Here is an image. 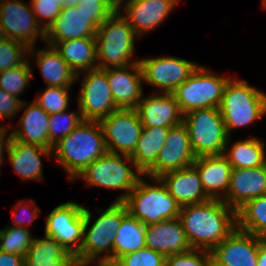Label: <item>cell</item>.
<instances>
[{"instance_id": "6da1fadb", "label": "cell", "mask_w": 266, "mask_h": 266, "mask_svg": "<svg viewBox=\"0 0 266 266\" xmlns=\"http://www.w3.org/2000/svg\"><path fill=\"white\" fill-rule=\"evenodd\" d=\"M179 219L194 249L212 251L237 228V211L221 199L182 206Z\"/></svg>"}, {"instance_id": "7a4b0ae2", "label": "cell", "mask_w": 266, "mask_h": 266, "mask_svg": "<svg viewBox=\"0 0 266 266\" xmlns=\"http://www.w3.org/2000/svg\"><path fill=\"white\" fill-rule=\"evenodd\" d=\"M106 152L99 121L82 120L70 134L53 145L52 157L72 182L88 165Z\"/></svg>"}, {"instance_id": "3957f363", "label": "cell", "mask_w": 266, "mask_h": 266, "mask_svg": "<svg viewBox=\"0 0 266 266\" xmlns=\"http://www.w3.org/2000/svg\"><path fill=\"white\" fill-rule=\"evenodd\" d=\"M92 214L84 208V233L76 261L113 262V241L122 219L128 214L123 202H112L107 208H101L98 217L92 221Z\"/></svg>"}, {"instance_id": "277c9868", "label": "cell", "mask_w": 266, "mask_h": 266, "mask_svg": "<svg viewBox=\"0 0 266 266\" xmlns=\"http://www.w3.org/2000/svg\"><path fill=\"white\" fill-rule=\"evenodd\" d=\"M144 174L129 155L106 152L88 165L74 180H83L88 187L122 192L114 202H123Z\"/></svg>"}, {"instance_id": "5b68a950", "label": "cell", "mask_w": 266, "mask_h": 266, "mask_svg": "<svg viewBox=\"0 0 266 266\" xmlns=\"http://www.w3.org/2000/svg\"><path fill=\"white\" fill-rule=\"evenodd\" d=\"M238 78L228 80L219 108L230 137L233 130L250 126L266 115V93Z\"/></svg>"}, {"instance_id": "8992f818", "label": "cell", "mask_w": 266, "mask_h": 266, "mask_svg": "<svg viewBox=\"0 0 266 266\" xmlns=\"http://www.w3.org/2000/svg\"><path fill=\"white\" fill-rule=\"evenodd\" d=\"M123 203L128 213L145 226L177 218L181 208L160 178L145 175L138 180Z\"/></svg>"}, {"instance_id": "52a82bcc", "label": "cell", "mask_w": 266, "mask_h": 266, "mask_svg": "<svg viewBox=\"0 0 266 266\" xmlns=\"http://www.w3.org/2000/svg\"><path fill=\"white\" fill-rule=\"evenodd\" d=\"M136 37L127 20L119 11H114L99 26L95 36L98 68L124 67L137 63L139 59L134 54L137 50Z\"/></svg>"}, {"instance_id": "ba28073f", "label": "cell", "mask_w": 266, "mask_h": 266, "mask_svg": "<svg viewBox=\"0 0 266 266\" xmlns=\"http://www.w3.org/2000/svg\"><path fill=\"white\" fill-rule=\"evenodd\" d=\"M230 78L229 75L214 74L207 66L198 65L172 94L183 114L193 109L220 108L224 88Z\"/></svg>"}, {"instance_id": "9c48e42d", "label": "cell", "mask_w": 266, "mask_h": 266, "mask_svg": "<svg viewBox=\"0 0 266 266\" xmlns=\"http://www.w3.org/2000/svg\"><path fill=\"white\" fill-rule=\"evenodd\" d=\"M183 123L197 157L223 155L230 136L219 108L193 109L184 114Z\"/></svg>"}, {"instance_id": "30bf717a", "label": "cell", "mask_w": 266, "mask_h": 266, "mask_svg": "<svg viewBox=\"0 0 266 266\" xmlns=\"http://www.w3.org/2000/svg\"><path fill=\"white\" fill-rule=\"evenodd\" d=\"M78 80L81 84L76 101L83 120L100 121L118 109L107 79V69L95 68L78 73Z\"/></svg>"}, {"instance_id": "8fae6325", "label": "cell", "mask_w": 266, "mask_h": 266, "mask_svg": "<svg viewBox=\"0 0 266 266\" xmlns=\"http://www.w3.org/2000/svg\"><path fill=\"white\" fill-rule=\"evenodd\" d=\"M0 34L29 48L39 39L45 44L46 38V31L36 19L30 2L21 0H0Z\"/></svg>"}, {"instance_id": "7c38bea8", "label": "cell", "mask_w": 266, "mask_h": 266, "mask_svg": "<svg viewBox=\"0 0 266 266\" xmlns=\"http://www.w3.org/2000/svg\"><path fill=\"white\" fill-rule=\"evenodd\" d=\"M143 83L152 86L158 93H173V91L186 81L199 64L194 61L175 57L157 56L140 58Z\"/></svg>"}, {"instance_id": "4fadbf2b", "label": "cell", "mask_w": 266, "mask_h": 266, "mask_svg": "<svg viewBox=\"0 0 266 266\" xmlns=\"http://www.w3.org/2000/svg\"><path fill=\"white\" fill-rule=\"evenodd\" d=\"M84 208L76 201L61 203L48 214L44 226V234L55 238L74 256L83 243Z\"/></svg>"}, {"instance_id": "5bb4252c", "label": "cell", "mask_w": 266, "mask_h": 266, "mask_svg": "<svg viewBox=\"0 0 266 266\" xmlns=\"http://www.w3.org/2000/svg\"><path fill=\"white\" fill-rule=\"evenodd\" d=\"M81 4L64 7L46 31L45 43L55 46L58 42L78 38H95L99 26L111 14L88 13Z\"/></svg>"}, {"instance_id": "9a60e30c", "label": "cell", "mask_w": 266, "mask_h": 266, "mask_svg": "<svg viewBox=\"0 0 266 266\" xmlns=\"http://www.w3.org/2000/svg\"><path fill=\"white\" fill-rule=\"evenodd\" d=\"M107 152L131 155L143 125L136 109H117L99 121Z\"/></svg>"}, {"instance_id": "2e32d148", "label": "cell", "mask_w": 266, "mask_h": 266, "mask_svg": "<svg viewBox=\"0 0 266 266\" xmlns=\"http://www.w3.org/2000/svg\"><path fill=\"white\" fill-rule=\"evenodd\" d=\"M196 158L187 127L181 123L169 129L165 144L160 149L154 165L144 175L160 178L167 172L193 165Z\"/></svg>"}, {"instance_id": "e0dca14e", "label": "cell", "mask_w": 266, "mask_h": 266, "mask_svg": "<svg viewBox=\"0 0 266 266\" xmlns=\"http://www.w3.org/2000/svg\"><path fill=\"white\" fill-rule=\"evenodd\" d=\"M182 0H130L119 12L141 39L169 17Z\"/></svg>"}, {"instance_id": "ac0fdd59", "label": "cell", "mask_w": 266, "mask_h": 266, "mask_svg": "<svg viewBox=\"0 0 266 266\" xmlns=\"http://www.w3.org/2000/svg\"><path fill=\"white\" fill-rule=\"evenodd\" d=\"M265 239L238 227L212 251V257L224 266H257L259 247Z\"/></svg>"}, {"instance_id": "d6986e66", "label": "cell", "mask_w": 266, "mask_h": 266, "mask_svg": "<svg viewBox=\"0 0 266 266\" xmlns=\"http://www.w3.org/2000/svg\"><path fill=\"white\" fill-rule=\"evenodd\" d=\"M107 79L118 109H136L143 91V76L139 62L107 68Z\"/></svg>"}, {"instance_id": "ffe728a7", "label": "cell", "mask_w": 266, "mask_h": 266, "mask_svg": "<svg viewBox=\"0 0 266 266\" xmlns=\"http://www.w3.org/2000/svg\"><path fill=\"white\" fill-rule=\"evenodd\" d=\"M136 110L143 127L172 128L183 123L184 114L172 93L143 94Z\"/></svg>"}, {"instance_id": "44dd1931", "label": "cell", "mask_w": 266, "mask_h": 266, "mask_svg": "<svg viewBox=\"0 0 266 266\" xmlns=\"http://www.w3.org/2000/svg\"><path fill=\"white\" fill-rule=\"evenodd\" d=\"M266 195V164L253 168L232 169L230 184L223 201L236 211L248 200Z\"/></svg>"}, {"instance_id": "7402d4cb", "label": "cell", "mask_w": 266, "mask_h": 266, "mask_svg": "<svg viewBox=\"0 0 266 266\" xmlns=\"http://www.w3.org/2000/svg\"><path fill=\"white\" fill-rule=\"evenodd\" d=\"M23 101L20 111L23 114L19 117V127L9 130L10 138L15 141L34 144L45 149L52 150L53 145L49 142V114L44 111L36 102L26 103Z\"/></svg>"}, {"instance_id": "603a6c76", "label": "cell", "mask_w": 266, "mask_h": 266, "mask_svg": "<svg viewBox=\"0 0 266 266\" xmlns=\"http://www.w3.org/2000/svg\"><path fill=\"white\" fill-rule=\"evenodd\" d=\"M145 245L165 257L192 249L179 217L147 225Z\"/></svg>"}, {"instance_id": "cb8c5ba5", "label": "cell", "mask_w": 266, "mask_h": 266, "mask_svg": "<svg viewBox=\"0 0 266 266\" xmlns=\"http://www.w3.org/2000/svg\"><path fill=\"white\" fill-rule=\"evenodd\" d=\"M6 155L12 169L23 181H43L41 157L52 159V150L10 138Z\"/></svg>"}, {"instance_id": "d4e9b609", "label": "cell", "mask_w": 266, "mask_h": 266, "mask_svg": "<svg viewBox=\"0 0 266 266\" xmlns=\"http://www.w3.org/2000/svg\"><path fill=\"white\" fill-rule=\"evenodd\" d=\"M28 57H34L36 66L42 74L46 86L72 88L77 82V74L64 61L55 47L46 45L45 48H29Z\"/></svg>"}, {"instance_id": "484cf974", "label": "cell", "mask_w": 266, "mask_h": 266, "mask_svg": "<svg viewBox=\"0 0 266 266\" xmlns=\"http://www.w3.org/2000/svg\"><path fill=\"white\" fill-rule=\"evenodd\" d=\"M193 166L197 169L203 189L210 199L226 197L232 166L223 155L199 156Z\"/></svg>"}, {"instance_id": "4316f807", "label": "cell", "mask_w": 266, "mask_h": 266, "mask_svg": "<svg viewBox=\"0 0 266 266\" xmlns=\"http://www.w3.org/2000/svg\"><path fill=\"white\" fill-rule=\"evenodd\" d=\"M160 179L180 207L202 203L210 199L206 195L199 173L193 165L167 172Z\"/></svg>"}, {"instance_id": "83f0119b", "label": "cell", "mask_w": 266, "mask_h": 266, "mask_svg": "<svg viewBox=\"0 0 266 266\" xmlns=\"http://www.w3.org/2000/svg\"><path fill=\"white\" fill-rule=\"evenodd\" d=\"M75 256L52 236L34 237L24 257V266H74Z\"/></svg>"}, {"instance_id": "f1b7e54d", "label": "cell", "mask_w": 266, "mask_h": 266, "mask_svg": "<svg viewBox=\"0 0 266 266\" xmlns=\"http://www.w3.org/2000/svg\"><path fill=\"white\" fill-rule=\"evenodd\" d=\"M232 139V136L229 137L223 156L233 169L260 167L266 164V144L261 139L250 136L243 140L239 139L235 143Z\"/></svg>"}, {"instance_id": "f546056e", "label": "cell", "mask_w": 266, "mask_h": 266, "mask_svg": "<svg viewBox=\"0 0 266 266\" xmlns=\"http://www.w3.org/2000/svg\"><path fill=\"white\" fill-rule=\"evenodd\" d=\"M54 47L76 74L98 68L96 38L65 40Z\"/></svg>"}, {"instance_id": "4dcf8cb0", "label": "cell", "mask_w": 266, "mask_h": 266, "mask_svg": "<svg viewBox=\"0 0 266 266\" xmlns=\"http://www.w3.org/2000/svg\"><path fill=\"white\" fill-rule=\"evenodd\" d=\"M168 127H143L134 152L130 155L137 168L145 174L155 163L160 149L165 144Z\"/></svg>"}, {"instance_id": "1f68e13d", "label": "cell", "mask_w": 266, "mask_h": 266, "mask_svg": "<svg viewBox=\"0 0 266 266\" xmlns=\"http://www.w3.org/2000/svg\"><path fill=\"white\" fill-rule=\"evenodd\" d=\"M146 226L129 213L122 219L113 241V263L130 252L146 247Z\"/></svg>"}, {"instance_id": "d6a6232c", "label": "cell", "mask_w": 266, "mask_h": 266, "mask_svg": "<svg viewBox=\"0 0 266 266\" xmlns=\"http://www.w3.org/2000/svg\"><path fill=\"white\" fill-rule=\"evenodd\" d=\"M237 227L266 240V195L248 200L237 210Z\"/></svg>"}, {"instance_id": "836d02e7", "label": "cell", "mask_w": 266, "mask_h": 266, "mask_svg": "<svg viewBox=\"0 0 266 266\" xmlns=\"http://www.w3.org/2000/svg\"><path fill=\"white\" fill-rule=\"evenodd\" d=\"M32 62L28 58L22 65L0 72V89L8 94L20 98L21 94L31 84Z\"/></svg>"}, {"instance_id": "e575fe53", "label": "cell", "mask_w": 266, "mask_h": 266, "mask_svg": "<svg viewBox=\"0 0 266 266\" xmlns=\"http://www.w3.org/2000/svg\"><path fill=\"white\" fill-rule=\"evenodd\" d=\"M33 240L30 229L8 224L0 230V251L25 257Z\"/></svg>"}, {"instance_id": "d590c367", "label": "cell", "mask_w": 266, "mask_h": 266, "mask_svg": "<svg viewBox=\"0 0 266 266\" xmlns=\"http://www.w3.org/2000/svg\"><path fill=\"white\" fill-rule=\"evenodd\" d=\"M83 120L78 108L73 112L66 110L49 116V142L54 145L70 134Z\"/></svg>"}, {"instance_id": "8d00e7d4", "label": "cell", "mask_w": 266, "mask_h": 266, "mask_svg": "<svg viewBox=\"0 0 266 266\" xmlns=\"http://www.w3.org/2000/svg\"><path fill=\"white\" fill-rule=\"evenodd\" d=\"M71 88L46 86L33 101L49 115L68 110Z\"/></svg>"}, {"instance_id": "74e56055", "label": "cell", "mask_w": 266, "mask_h": 266, "mask_svg": "<svg viewBox=\"0 0 266 266\" xmlns=\"http://www.w3.org/2000/svg\"><path fill=\"white\" fill-rule=\"evenodd\" d=\"M29 47L25 44L0 37V72L22 65L28 59Z\"/></svg>"}, {"instance_id": "f35d334b", "label": "cell", "mask_w": 266, "mask_h": 266, "mask_svg": "<svg viewBox=\"0 0 266 266\" xmlns=\"http://www.w3.org/2000/svg\"><path fill=\"white\" fill-rule=\"evenodd\" d=\"M165 256L151 248L139 249L120 257L116 266H165Z\"/></svg>"}, {"instance_id": "ab89813d", "label": "cell", "mask_w": 266, "mask_h": 266, "mask_svg": "<svg viewBox=\"0 0 266 266\" xmlns=\"http://www.w3.org/2000/svg\"><path fill=\"white\" fill-rule=\"evenodd\" d=\"M30 4L36 19L45 31L64 8L63 0H31Z\"/></svg>"}, {"instance_id": "60d3db41", "label": "cell", "mask_w": 266, "mask_h": 266, "mask_svg": "<svg viewBox=\"0 0 266 266\" xmlns=\"http://www.w3.org/2000/svg\"><path fill=\"white\" fill-rule=\"evenodd\" d=\"M212 253L208 250L190 249L166 256L165 266H210Z\"/></svg>"}, {"instance_id": "b9f144b4", "label": "cell", "mask_w": 266, "mask_h": 266, "mask_svg": "<svg viewBox=\"0 0 266 266\" xmlns=\"http://www.w3.org/2000/svg\"><path fill=\"white\" fill-rule=\"evenodd\" d=\"M36 205V200L30 198L19 200L16 205L12 206L13 224L11 226L29 229L30 224L32 225L35 219L41 217L39 213L40 209Z\"/></svg>"}, {"instance_id": "7bdbcfd3", "label": "cell", "mask_w": 266, "mask_h": 266, "mask_svg": "<svg viewBox=\"0 0 266 266\" xmlns=\"http://www.w3.org/2000/svg\"><path fill=\"white\" fill-rule=\"evenodd\" d=\"M23 101V99L14 97L0 89V127H6L8 129L12 127L11 124H4L1 121L14 118L17 114H19Z\"/></svg>"}, {"instance_id": "ee69618b", "label": "cell", "mask_w": 266, "mask_h": 266, "mask_svg": "<svg viewBox=\"0 0 266 266\" xmlns=\"http://www.w3.org/2000/svg\"><path fill=\"white\" fill-rule=\"evenodd\" d=\"M79 4L88 13L112 14L114 12L105 0H79Z\"/></svg>"}, {"instance_id": "f6af8a7d", "label": "cell", "mask_w": 266, "mask_h": 266, "mask_svg": "<svg viewBox=\"0 0 266 266\" xmlns=\"http://www.w3.org/2000/svg\"><path fill=\"white\" fill-rule=\"evenodd\" d=\"M0 266H24V257L0 251Z\"/></svg>"}, {"instance_id": "bcb514c9", "label": "cell", "mask_w": 266, "mask_h": 266, "mask_svg": "<svg viewBox=\"0 0 266 266\" xmlns=\"http://www.w3.org/2000/svg\"><path fill=\"white\" fill-rule=\"evenodd\" d=\"M9 129L6 127H0V174H1V167L4 162V157L7 147L9 144L10 135L8 134Z\"/></svg>"}, {"instance_id": "7dc6e473", "label": "cell", "mask_w": 266, "mask_h": 266, "mask_svg": "<svg viewBox=\"0 0 266 266\" xmlns=\"http://www.w3.org/2000/svg\"><path fill=\"white\" fill-rule=\"evenodd\" d=\"M74 266H116V264L101 261H76Z\"/></svg>"}, {"instance_id": "c3c4849f", "label": "cell", "mask_w": 266, "mask_h": 266, "mask_svg": "<svg viewBox=\"0 0 266 266\" xmlns=\"http://www.w3.org/2000/svg\"><path fill=\"white\" fill-rule=\"evenodd\" d=\"M257 266H266V241L259 247Z\"/></svg>"}, {"instance_id": "681fc988", "label": "cell", "mask_w": 266, "mask_h": 266, "mask_svg": "<svg viewBox=\"0 0 266 266\" xmlns=\"http://www.w3.org/2000/svg\"><path fill=\"white\" fill-rule=\"evenodd\" d=\"M130 0H105L114 11H119Z\"/></svg>"}, {"instance_id": "f907efd6", "label": "cell", "mask_w": 266, "mask_h": 266, "mask_svg": "<svg viewBox=\"0 0 266 266\" xmlns=\"http://www.w3.org/2000/svg\"><path fill=\"white\" fill-rule=\"evenodd\" d=\"M64 7H76L79 4V0H63Z\"/></svg>"}, {"instance_id": "816d5d0a", "label": "cell", "mask_w": 266, "mask_h": 266, "mask_svg": "<svg viewBox=\"0 0 266 266\" xmlns=\"http://www.w3.org/2000/svg\"><path fill=\"white\" fill-rule=\"evenodd\" d=\"M210 266H224V265L218 263V262L212 257V260H211Z\"/></svg>"}, {"instance_id": "f5cc1de1", "label": "cell", "mask_w": 266, "mask_h": 266, "mask_svg": "<svg viewBox=\"0 0 266 266\" xmlns=\"http://www.w3.org/2000/svg\"><path fill=\"white\" fill-rule=\"evenodd\" d=\"M262 1V6L266 9V0H261Z\"/></svg>"}]
</instances>
